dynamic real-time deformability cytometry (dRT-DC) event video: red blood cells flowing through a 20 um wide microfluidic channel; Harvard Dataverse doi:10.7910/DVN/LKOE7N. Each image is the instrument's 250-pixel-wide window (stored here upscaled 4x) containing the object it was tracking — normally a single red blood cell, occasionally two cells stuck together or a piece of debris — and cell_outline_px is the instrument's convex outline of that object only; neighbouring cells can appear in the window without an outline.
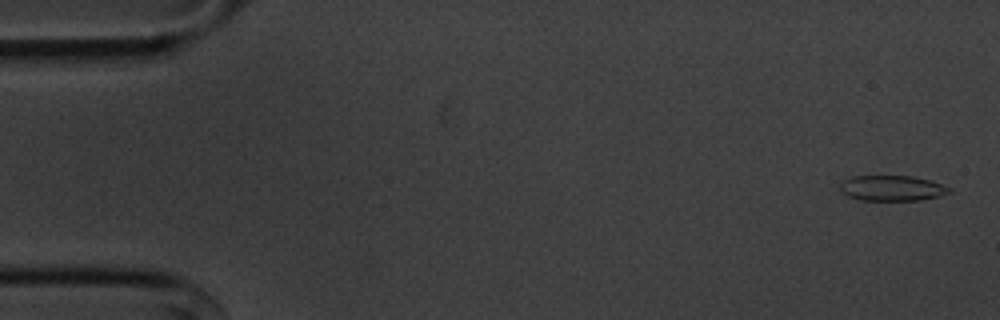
{"species": "common noctule bat (a hibernating species)", "species_latin": "Nyctalus noctula", "temperature_condition": "cold", "stored_images_in_passage": 55, "camera_frame_rate_fps": 3000, "um_per_image_px": 0.085, "animal": {"sex": "male", "body_mass_g": 20.1, "forearm_length_mm": 53.5}, "frame": {"image": 1, "passage_image": 2, "time_ms": 0.333, "image_size_px": [1000, 320], "cell_outline_px": [[952, 192], [940, 196], [920, 200], [860, 200], [848, 196], [840, 192], [840, 184], [844, 180], [852, 176], [912, 176], [928, 180], [952, 188]], "centroid_in_image_um": [75.81, 16.0], "position_along_channel_um": 9.2, "area_um2": 16.18}}
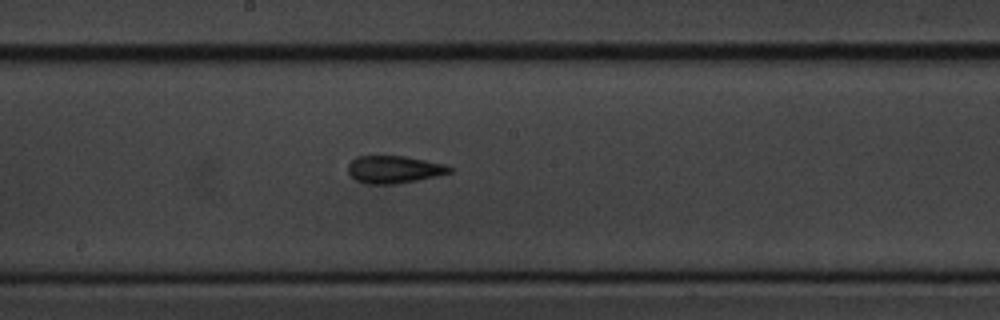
{"frame": {"image": 2, "passage_image": 29, "time_ms": 9.333, "image_size_px": [1000, 320], "cell_outline_px": [[452, 172], [436, 176], [396, 184], [368, 184], [356, 180], [348, 172], [348, 164], [356, 156], [404, 156], [444, 164], [452, 168]], "centroid_in_image_um": [33.47, 14.4], "position_along_channel_um": 214.7, "area_um2": 16.13}}
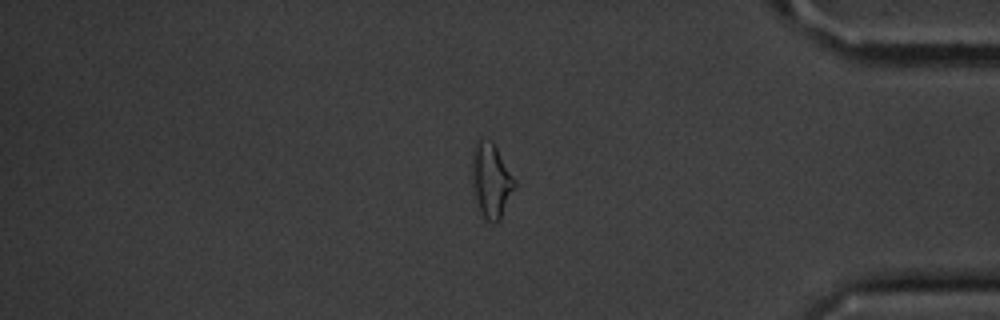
{"frame": {"image": 3, "passage_image": 46, "time_ms": 15.0, "image_size_px": [1000, 320], "cell_outline_px": [[516, 188], [500, 220], [496, 224], [492, 224], [484, 220], [480, 212], [472, 188], [472, 156], [476, 144], [480, 136], [492, 140], [516, 180]], "centroid_in_image_um": [41.76, 15.37], "position_along_channel_um": 393.4, "area_um2": 19.02}, "authors_computed_cell_mechanics": {"area_um2": 16.4152, "velocity_mm_per_s": 3.6466, "shape_relaxation_time_tau1_ms": 6.2734, "shape_relaxation_time_tau2_ms": 3.0822, "deformation_change_tau1": 0.1969, "deformation_change_tau2": 0.1268}}